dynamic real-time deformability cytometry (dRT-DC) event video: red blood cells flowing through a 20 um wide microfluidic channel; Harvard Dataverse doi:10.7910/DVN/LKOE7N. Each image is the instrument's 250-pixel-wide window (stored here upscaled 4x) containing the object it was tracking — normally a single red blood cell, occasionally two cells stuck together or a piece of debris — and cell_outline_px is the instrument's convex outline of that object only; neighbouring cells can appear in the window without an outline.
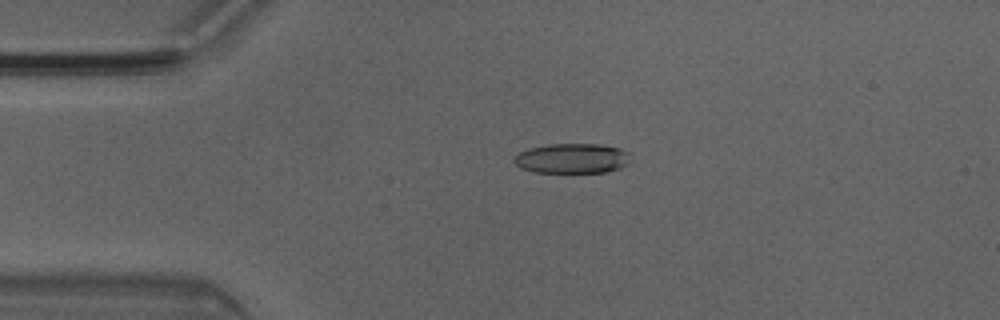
{"species": "Egyptian fruit bat (a non-hibernating species)", "species_latin": "Rousettus aegyptiacus", "temperature_condition": "room temperature", "stored_images_in_passage": 4, "camera_frame_rate_fps": 3000, "um_per_image_px": 0.085, "animal": {"sex": "male"}, "frame": {"image": 1, "passage_image": 3, "time_ms": 0.667, "image_size_px": [1000, 320], "cell_outline_px": [[628, 164], [620, 168], [604, 172], [536, 172], [520, 168], [512, 160], [520, 152], [528, 148], [548, 144], [600, 144], [620, 148], [628, 152]], "centroid_in_image_um": [48.61, 13.46], "position_along_channel_um": 36.4, "area_um2": 20.23}}